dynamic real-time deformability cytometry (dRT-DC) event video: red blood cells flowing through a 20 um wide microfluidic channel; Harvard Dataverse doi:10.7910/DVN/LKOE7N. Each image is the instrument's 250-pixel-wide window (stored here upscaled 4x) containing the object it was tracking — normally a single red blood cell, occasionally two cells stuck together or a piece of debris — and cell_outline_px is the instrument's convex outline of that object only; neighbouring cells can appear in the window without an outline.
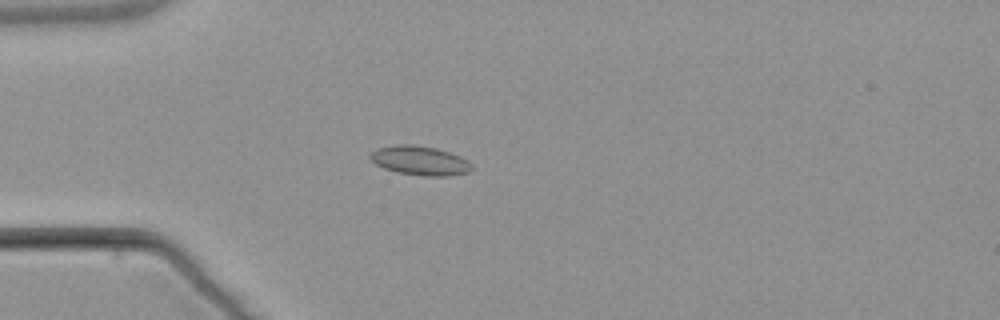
{"species": "common noctule bat (a hibernating species)", "species_latin": "Nyctalus noctula", "temperature_condition": "warm", "stored_images_in_passage": 4, "camera_frame_rate_fps": 3000, "um_per_image_px": 0.085, "animal": {"sex": "male", "body_mass_g": 21.5, "forearm_length_mm": 52.0}, "frame": {"image": 1, "passage_image": 3, "time_ms": 2.667, "image_size_px": [1000, 320], "cell_outline_px": [[472, 168], [468, 172], [448, 176], [424, 176], [396, 172], [384, 168], [376, 164], [368, 156], [376, 148], [400, 144], [412, 144], [436, 148], [460, 156], [468, 160], [472, 164]], "centroid_in_image_um": [35.69, 13.65], "position_along_channel_um": 49.3, "area_um2": 17.28}}